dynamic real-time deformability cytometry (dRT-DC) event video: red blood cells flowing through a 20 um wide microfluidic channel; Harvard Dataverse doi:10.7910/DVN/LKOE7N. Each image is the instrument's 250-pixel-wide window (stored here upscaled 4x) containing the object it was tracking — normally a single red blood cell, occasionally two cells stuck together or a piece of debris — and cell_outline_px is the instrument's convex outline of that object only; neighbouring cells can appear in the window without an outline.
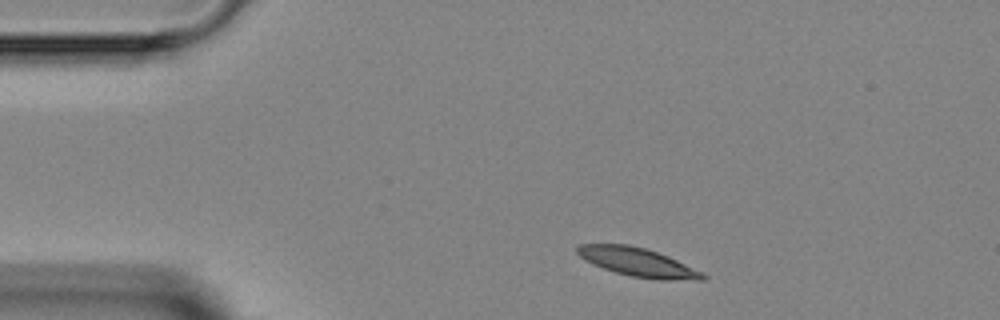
{"species": "Egyptian fruit bat (a non-hibernating species)", "species_latin": "Rousettus aegyptiacus", "temperature_condition": "room temperature", "stored_images_in_passage": 3, "camera_frame_rate_fps": 3000, "um_per_image_px": 0.085, "animal": {"sex": "female"}, "frame": {"image": 1, "passage_image": 1, "time_ms": 0.0, "image_size_px": [1000, 320], "cell_outline_px": [[708, 276], [704, 280], [656, 280], [632, 276], [616, 272], [592, 264], [584, 260], [576, 252], [576, 248], [580, 244], [628, 244], [644, 248], [668, 256], [704, 272]], "centroid_in_image_um": [54.25, 22.29], "position_along_channel_um": 30.8, "area_um2": 20.98}}